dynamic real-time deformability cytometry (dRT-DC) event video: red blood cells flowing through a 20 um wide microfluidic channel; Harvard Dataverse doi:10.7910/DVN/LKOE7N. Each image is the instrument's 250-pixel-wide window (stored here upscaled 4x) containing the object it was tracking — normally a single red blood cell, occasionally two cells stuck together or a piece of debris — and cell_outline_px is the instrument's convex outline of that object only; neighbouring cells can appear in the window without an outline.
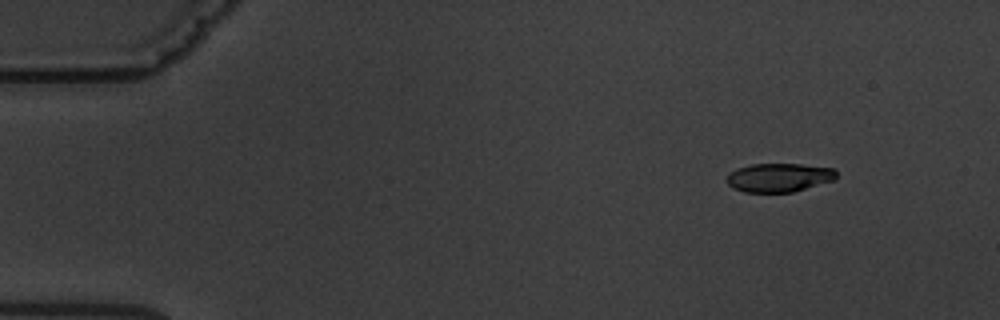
{"species": "common noctule bat (a hibernating species)", "species_latin": "Nyctalus noctula", "temperature_condition": "warm", "stored_images_in_passage": 6, "segment_of_instrument_passage": [1, 2], "camera_frame_rate_fps": 3000, "um_per_image_px": 0.085, "animal": {"sex": "male", "body_mass_g": 19.5, "forearm_length_mm": 54.6}, "frame": {"image": 1, "passage_image": 2, "time_ms": 1.0, "image_size_px": [1000, 320], "cell_outline_px": [[836, 180], [792, 192], [744, 192], [732, 188], [724, 180], [728, 172], [736, 168], [752, 164], [800, 164], [836, 168]], "centroid_in_image_um": [66.19, 15.09], "position_along_channel_um": 18.8, "area_um2": 18.67}}